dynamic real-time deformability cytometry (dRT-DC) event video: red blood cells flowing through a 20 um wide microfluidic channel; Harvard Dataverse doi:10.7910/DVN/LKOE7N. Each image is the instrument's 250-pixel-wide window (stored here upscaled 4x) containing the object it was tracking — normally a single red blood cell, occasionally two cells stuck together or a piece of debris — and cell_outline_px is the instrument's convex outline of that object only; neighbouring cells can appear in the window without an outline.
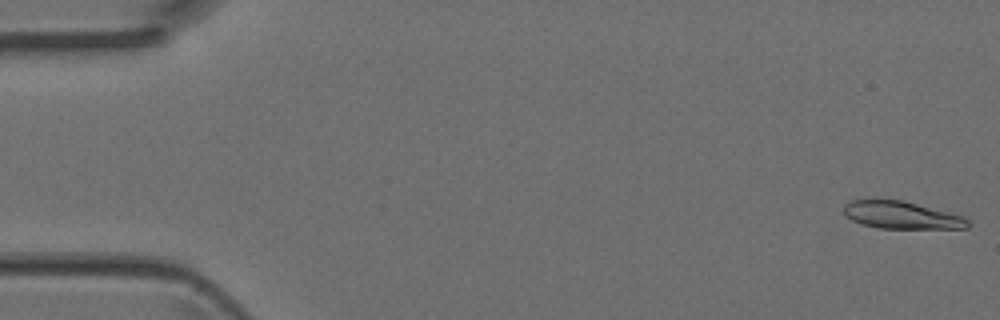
{"species": "Egyptian fruit bat (a non-hibernating species)", "species_latin": "Rousettus aegyptiacus", "temperature_condition": "room temperature", "stored_images_in_passage": 48, "camera_frame_rate_fps": 3000, "um_per_image_px": 0.085, "animal": {"sex": "female"}, "frame": {"image": 1, "passage_image": 1, "time_ms": 0.0, "image_size_px": [1000, 320], "cell_outline_px": [[968, 228], [880, 228], [864, 224], [852, 220], [844, 216], [844, 204], [852, 200], [904, 200], [964, 216], [968, 220]], "centroid_in_image_um": [76.63, 18.28], "position_along_channel_um": 8.4, "area_um2": 19.65}}
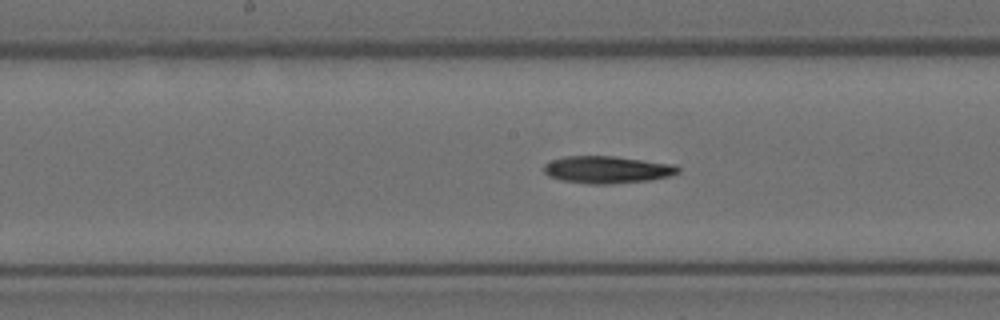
{"frame": {"image": 2, "passage_image": 24, "time_ms": 7.667, "image_size_px": [1000, 320], "cell_outline_px": [[680, 172], [672, 176], [648, 180], [608, 184], [588, 184], [560, 180], [548, 176], [544, 172], [544, 164], [552, 160], [564, 156], [612, 156], [676, 164], [680, 168]], "centroid_in_image_um": [51.62, 14.42], "position_along_channel_um": 196.6, "area_um2": 21.44}}
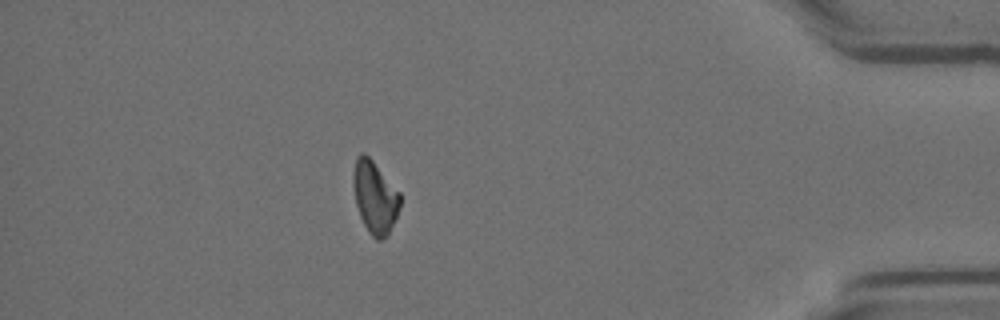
{"frame": {"image": 3, "passage_image": 42, "time_ms": 13.667, "image_size_px": [1000, 320], "cell_outline_px": [[400, 204], [396, 216], [388, 232], [380, 240], [376, 240], [368, 232], [360, 216], [356, 204], [352, 184], [352, 172], [356, 156], [360, 152], [364, 152], [372, 160], [400, 192]], "centroid_in_image_um": [31.82, 16.7], "position_along_channel_um": 403.4, "area_um2": 19.65}}